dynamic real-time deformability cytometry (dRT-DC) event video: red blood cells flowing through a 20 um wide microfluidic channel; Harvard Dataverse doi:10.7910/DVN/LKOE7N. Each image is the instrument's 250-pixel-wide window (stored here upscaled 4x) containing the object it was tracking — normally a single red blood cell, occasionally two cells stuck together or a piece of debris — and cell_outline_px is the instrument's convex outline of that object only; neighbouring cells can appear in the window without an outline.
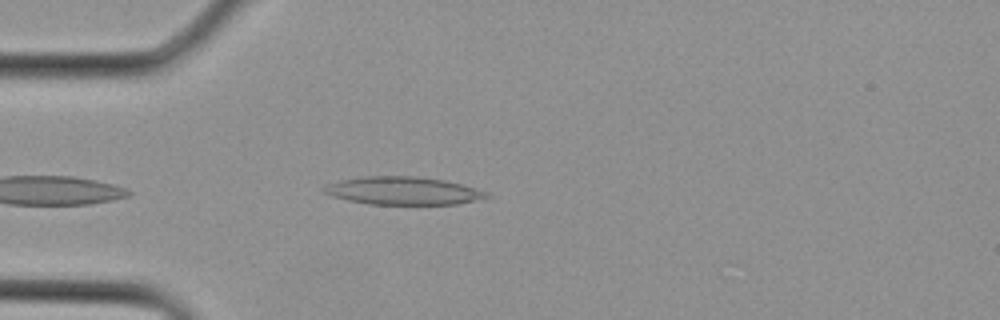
{"species": "Egyptian fruit bat (a non-hibernating species)", "species_latin": "Rousettus aegyptiacus", "temperature_condition": "cold", "stored_images_in_passage": 2, "camera_frame_rate_fps": 3000, "um_per_image_px": 0.085, "animal": {"sex": "female"}, "frame": {"image": 1, "passage_image": 2, "time_ms": 0.333, "image_size_px": [1000, 320], "cell_outline_px": [[492, 196], [456, 204], [368, 204], [348, 200], [332, 196], [324, 192], [324, 184], [340, 180], [364, 176], [416, 176], [444, 180], [460, 184], [488, 192]], "centroid_in_image_um": [34.23, 16.21], "position_along_channel_um": 50.8, "area_um2": 26.3}}